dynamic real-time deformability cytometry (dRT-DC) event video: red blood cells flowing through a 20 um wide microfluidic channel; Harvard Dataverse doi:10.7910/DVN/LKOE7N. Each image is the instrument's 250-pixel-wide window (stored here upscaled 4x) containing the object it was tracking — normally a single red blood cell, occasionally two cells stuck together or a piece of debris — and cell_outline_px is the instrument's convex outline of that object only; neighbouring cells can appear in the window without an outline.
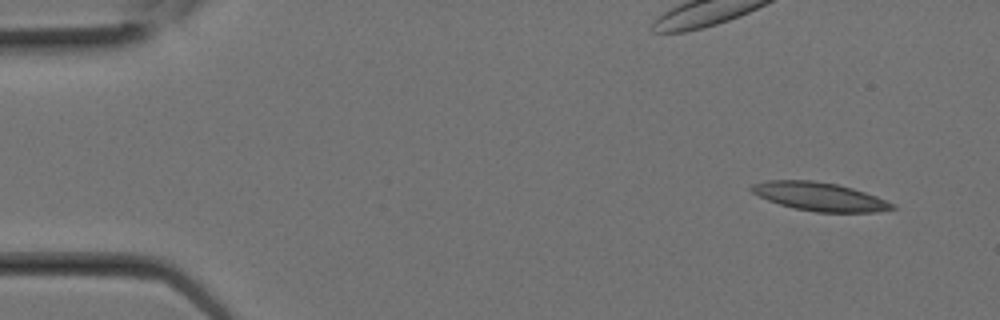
{"species": "Egyptian fruit bat (a non-hibernating species)", "species_latin": "Rousettus aegyptiacus", "temperature_condition": "room temperature", "stored_images_in_passage": 2, "camera_frame_rate_fps": 3000, "um_per_image_px": 0.085, "animal": {"sex": "female"}, "frame": {"image": 1, "passage_image": 2, "time_ms": 0.333, "image_size_px": [1000, 320], "cell_outline_px": [[896, 208], [876, 212], [816, 212], [796, 208], [780, 204], [768, 200], [752, 192], [748, 188], [752, 184], [768, 180], [812, 180], [836, 184], [852, 188], [876, 196], [896, 204]], "centroid_in_image_um": [69.67, 16.71], "position_along_channel_um": 15.3, "area_um2": 23.18}}